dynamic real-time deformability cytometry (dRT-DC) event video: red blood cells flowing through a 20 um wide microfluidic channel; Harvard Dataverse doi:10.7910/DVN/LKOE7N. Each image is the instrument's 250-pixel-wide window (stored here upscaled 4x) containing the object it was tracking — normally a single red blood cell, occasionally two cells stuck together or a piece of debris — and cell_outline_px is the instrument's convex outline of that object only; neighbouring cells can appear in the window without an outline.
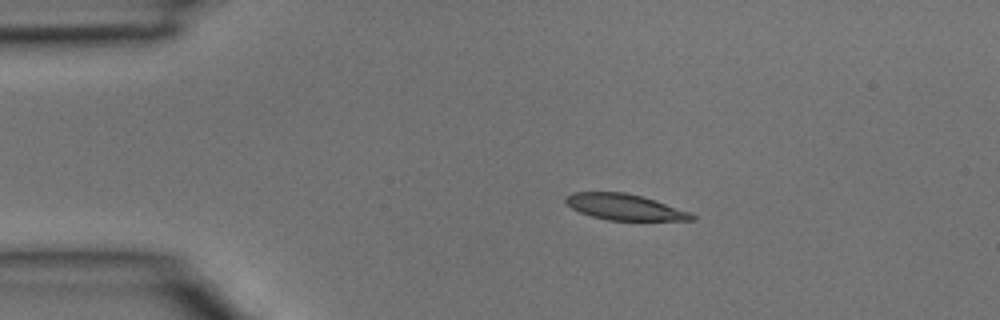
{"species": "common noctule bat (a hibernating species)", "species_latin": "Nyctalus noctula", "temperature_condition": "room temperature", "stored_images_in_passage": 2, "camera_frame_rate_fps": 3000, "um_per_image_px": 0.085, "animal": {"sex": "male", "body_mass_g": 15.6}, "frame": {"image": 1, "passage_image": 1, "time_ms": 0.0, "image_size_px": [1000, 320], "cell_outline_px": [[696, 220], [608, 220], [592, 216], [580, 212], [572, 208], [564, 200], [564, 196], [572, 192], [624, 192], [656, 200], [688, 212], [696, 216]], "centroid_in_image_um": [53.06, 17.59], "position_along_channel_um": 31.9, "area_um2": 18.9}}